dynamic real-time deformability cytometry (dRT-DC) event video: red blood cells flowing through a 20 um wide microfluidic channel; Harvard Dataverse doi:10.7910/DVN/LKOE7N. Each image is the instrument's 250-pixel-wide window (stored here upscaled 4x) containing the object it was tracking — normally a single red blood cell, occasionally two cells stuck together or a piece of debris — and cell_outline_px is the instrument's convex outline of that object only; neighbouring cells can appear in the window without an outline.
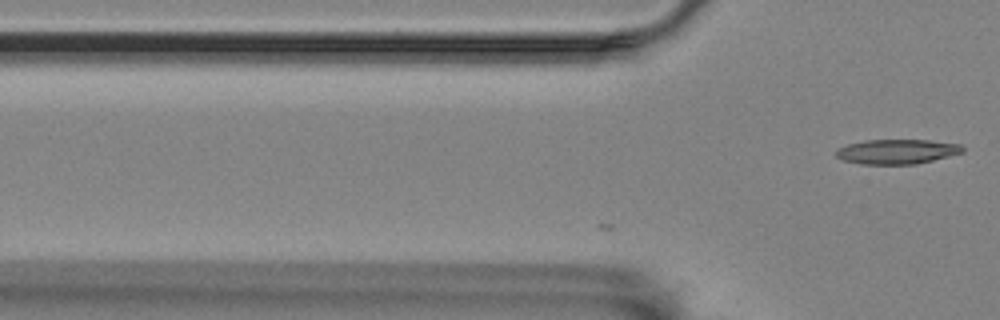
{"species": "Egyptian fruit bat (a non-hibernating species)", "species_latin": "Rousettus aegyptiacus", "temperature_condition": "room temperature", "stored_images_in_passage": 3, "camera_frame_rate_fps": 3000, "um_per_image_px": 0.085, "animal": {"sex": "female"}, "frame": {"image": 1, "passage_image": 3, "time_ms": 0.667, "image_size_px": [1000, 320], "cell_outline_px": [[964, 152], [916, 164], [860, 164], [844, 160], [836, 156], [836, 152], [840, 148], [848, 144], [864, 140], [928, 140], [960, 144], [964, 148]], "centroid_in_image_um": [76.25, 12.88], "position_along_channel_um": 49.5, "area_um2": 18.03}}